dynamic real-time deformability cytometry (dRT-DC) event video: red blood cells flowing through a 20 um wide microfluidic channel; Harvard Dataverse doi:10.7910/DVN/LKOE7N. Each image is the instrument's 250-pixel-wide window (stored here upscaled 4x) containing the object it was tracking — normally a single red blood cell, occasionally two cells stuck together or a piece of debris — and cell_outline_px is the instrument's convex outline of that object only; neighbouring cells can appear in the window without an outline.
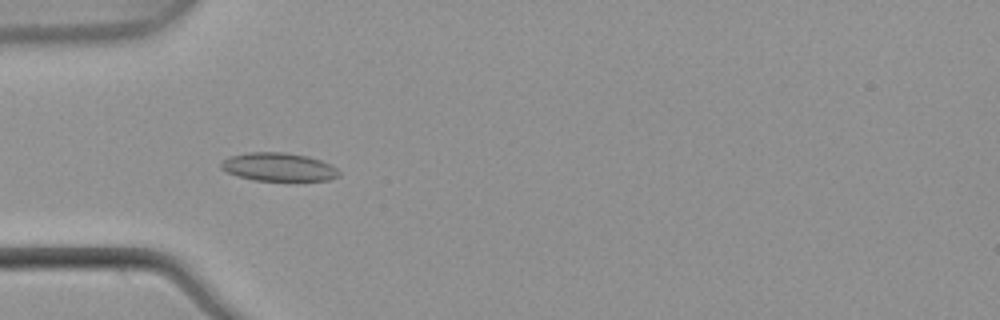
{"species": "common noctule bat (a hibernating species)", "species_latin": "Nyctalus noctula", "temperature_condition": "warm", "stored_images_in_passage": 13, "camera_frame_rate_fps": 3000, "um_per_image_px": 0.085, "animal": {"sex": "male", "body_mass_g": 21.5, "forearm_length_mm": 52.0}, "frame": {"image": 1, "passage_image": 6, "time_ms": 1.667, "image_size_px": [1000, 320], "cell_outline_px": [[340, 176], [328, 180], [252, 180], [228, 172], [220, 168], [220, 164], [224, 160], [232, 156], [248, 152], [284, 152], [308, 156], [320, 160], [336, 168], [340, 172]], "centroid_in_image_um": [23.69, 14.19], "position_along_channel_um": 61.3, "area_um2": 19.19}}